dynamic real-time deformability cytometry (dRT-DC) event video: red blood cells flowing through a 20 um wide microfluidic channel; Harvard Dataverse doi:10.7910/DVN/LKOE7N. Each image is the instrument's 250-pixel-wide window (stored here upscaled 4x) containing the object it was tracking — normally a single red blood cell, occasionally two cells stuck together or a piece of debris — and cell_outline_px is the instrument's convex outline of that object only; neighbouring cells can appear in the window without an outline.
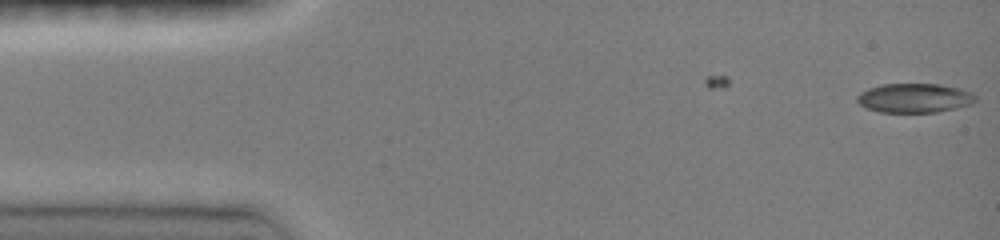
{"species": "common noctule bat (a hibernating species)", "species_latin": "Nyctalus noctula", "temperature_condition": "room temperature", "stored_images_in_passage": 3, "camera_frame_rate_fps": 3000, "um_per_image_px": 0.085, "animal": {"sex": "female", "body_mass_g": 19.0, "forearm_length_mm": 51.5}, "frame": {"image": 1, "passage_image": 3, "time_ms": 1.333, "image_size_px": [1000, 240], "cell_outline_px": [[976, 100], [972, 104], [956, 108], [936, 112], [880, 112], [864, 108], [856, 100], [856, 96], [860, 92], [868, 88], [880, 84], [940, 84], [972, 92], [976, 96]], "centroid_in_image_um": [77.69, 8.33], "position_along_channel_um": 7.3, "area_um2": 20.29}}